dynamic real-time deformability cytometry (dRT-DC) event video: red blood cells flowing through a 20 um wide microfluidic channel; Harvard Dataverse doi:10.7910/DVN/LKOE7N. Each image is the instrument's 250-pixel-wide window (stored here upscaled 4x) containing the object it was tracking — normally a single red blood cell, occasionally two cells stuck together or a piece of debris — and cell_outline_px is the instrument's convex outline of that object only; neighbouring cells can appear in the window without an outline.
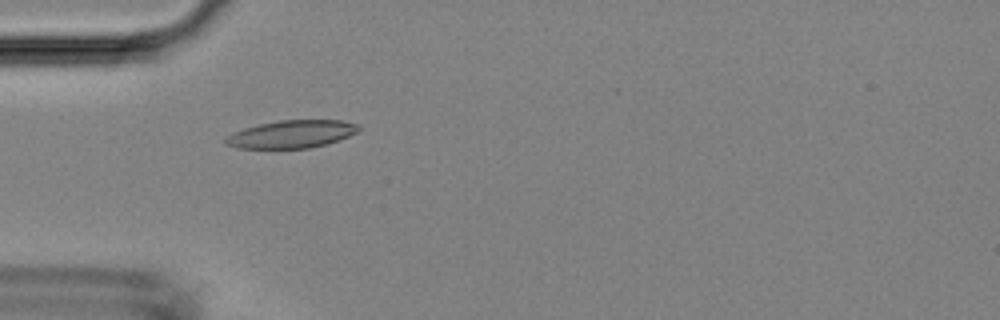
{"species": "Egyptian fruit bat (a non-hibernating species)", "species_latin": "Rousettus aegyptiacus", "temperature_condition": "room temperature", "stored_images_in_passage": 4, "camera_frame_rate_fps": 3000, "um_per_image_px": 0.085, "animal": {"sex": "female"}, "frame": {"image": 1, "passage_image": 2, "time_ms": 1.0, "image_size_px": [1000, 320], "cell_outline_px": [[360, 128], [356, 132], [348, 136], [328, 144], [308, 148], [236, 148], [224, 144], [224, 140], [232, 132], [244, 128], [260, 124], [280, 120], [340, 120], [360, 124]], "centroid_in_image_um": [24.78, 11.4], "position_along_channel_um": 60.2, "area_um2": 21.5}}